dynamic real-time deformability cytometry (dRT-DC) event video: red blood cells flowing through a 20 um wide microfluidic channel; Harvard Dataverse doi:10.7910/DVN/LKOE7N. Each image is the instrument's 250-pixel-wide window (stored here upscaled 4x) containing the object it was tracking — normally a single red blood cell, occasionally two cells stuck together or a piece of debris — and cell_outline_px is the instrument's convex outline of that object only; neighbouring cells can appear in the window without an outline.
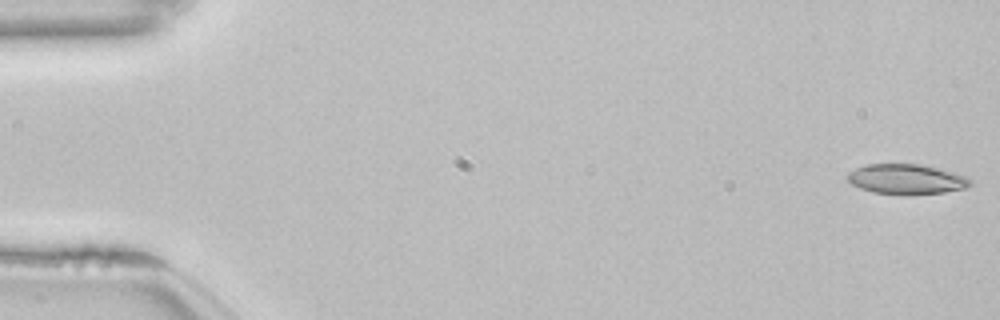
{"species": "common noctule bat (a hibernating species)", "species_latin": "Nyctalus noctula", "temperature_condition": "room temperature", "stored_images_in_passage": 9, "camera_frame_rate_fps": 3000, "um_per_image_px": 0.085, "animal": {"sex": "female", "body_mass_g": 22.7, "forearm_length_mm": 54.2}, "frame": {"image": 1, "passage_image": 1, "time_ms": 0.0, "image_size_px": [1000, 320], "cell_outline_px": [[972, 184], [964, 188], [944, 192], [908, 196], [904, 196], [872, 192], [860, 188], [852, 184], [844, 176], [848, 172], [856, 168], [868, 164], [924, 164], [968, 176], [972, 180]], "centroid_in_image_um": [77.05, 15.24], "position_along_channel_um": 8.0, "area_um2": 22.02}}